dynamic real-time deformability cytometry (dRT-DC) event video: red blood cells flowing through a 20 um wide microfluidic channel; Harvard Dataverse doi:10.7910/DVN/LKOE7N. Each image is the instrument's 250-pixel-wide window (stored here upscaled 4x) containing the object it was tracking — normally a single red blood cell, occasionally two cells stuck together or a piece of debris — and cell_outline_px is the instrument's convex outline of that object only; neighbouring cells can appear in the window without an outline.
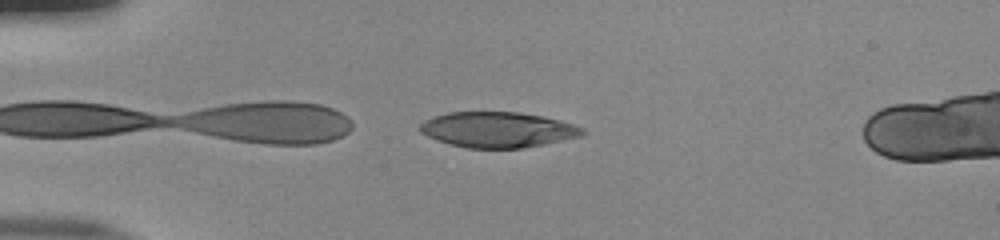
{"species": "human", "species_latin": "Homo sapiens", "temperature_condition": "room temperature", "stored_images_in_passage": 35, "camera_frame_rate_fps": 3000, "um_per_image_px": 0.085, "donor": {"sex": "male"}, "frame": {"image": 1, "passage_image": 1, "time_ms": 0.0, "image_size_px": [1000, 240], "cell_outline_px": [[584, 132], [580, 136], [544, 144], [520, 148], [468, 148], [452, 144], [428, 136], [420, 132], [420, 124], [424, 120], [432, 116], [448, 112], [520, 112], [544, 116], [560, 120], [584, 128]], "centroid_in_image_um": [42.3, 11.01], "position_along_channel_um": 42.7, "area_um2": 33.41}}
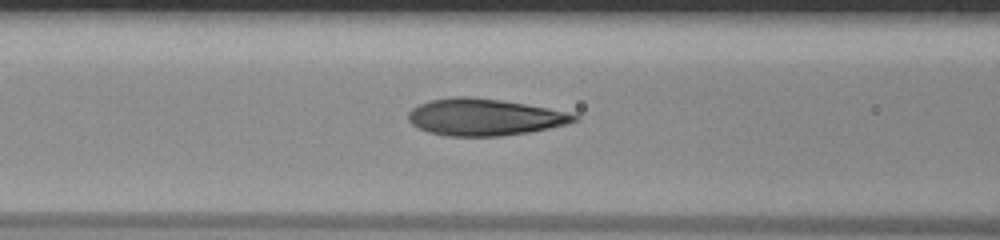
{"frame": {"image": 2, "passage_image": 10, "time_ms": 3.0, "image_size_px": [1000, 240], "cell_outline_px": [[580, 116], [576, 120], [564, 124], [548, 128], [528, 132], [500, 136], [444, 136], [428, 132], [412, 124], [408, 120], [408, 112], [412, 108], [428, 100], [456, 96], [468, 96], [500, 100], [548, 108]], "centroid_in_image_um": [41.1, 9.95], "position_along_channel_um": 125.5, "area_um2": 35.32}}
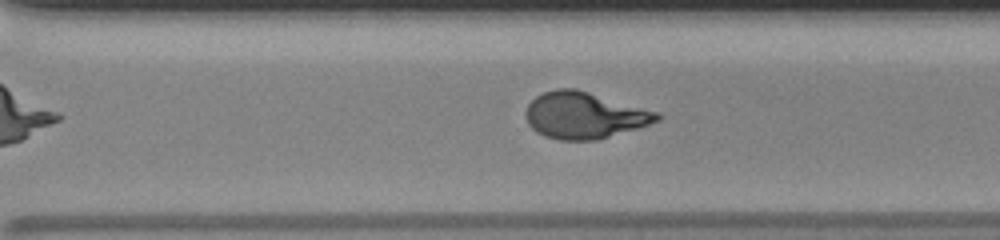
{"frame": {"image": 3, "passage_image": 25, "time_ms": 8.0, "image_size_px": [1000, 240], "cell_outline_px": [[664, 116], [660, 120], [636, 128], [596, 140], [560, 140], [544, 136], [536, 132], [528, 124], [524, 116], [524, 112], [528, 104], [536, 96], [544, 92], [556, 88], [576, 88], [660, 112]], "centroid_in_image_um": [49.65, 9.79], "position_along_channel_um": 320.9, "area_um2": 35.78}, "authors_computed_cell_mechanics": {"area_um2": 35.2002, "velocity_mm_per_s": 3.9184, "shape_relaxation_time_tau1_ms": 6.4166, "shape_relaxation_time_tau2_ms": null, "deformation_change_tau1": 0.2512, "deformation_change_tau2": null}}